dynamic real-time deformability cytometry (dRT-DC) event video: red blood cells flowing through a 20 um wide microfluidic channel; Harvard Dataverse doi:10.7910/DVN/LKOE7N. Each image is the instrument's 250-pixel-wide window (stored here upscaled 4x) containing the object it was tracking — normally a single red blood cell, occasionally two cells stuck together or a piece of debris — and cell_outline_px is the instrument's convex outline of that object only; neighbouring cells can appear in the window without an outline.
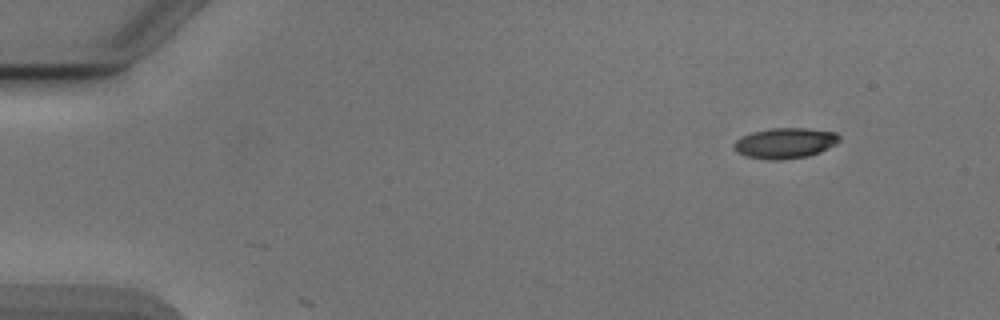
{"species": "Egyptian fruit bat (a non-hibernating species)", "species_latin": "Rousettus aegyptiacus", "temperature_condition": "cold", "stored_images_in_passage": 4, "camera_frame_rate_fps": 3000, "um_per_image_px": 0.085, "animal": {"sex": "male"}, "frame": {"image": 1, "passage_image": 1, "time_ms": 0.0, "image_size_px": [1000, 320], "cell_outline_px": [[840, 140], [836, 144], [820, 152], [808, 156], [780, 160], [768, 160], [744, 156], [736, 152], [732, 148], [732, 144], [740, 136], [752, 132], [772, 128], [808, 128], [836, 132], [840, 136]], "centroid_in_image_um": [66.7, 12.17], "position_along_channel_um": 18.3, "area_um2": 19.07}}